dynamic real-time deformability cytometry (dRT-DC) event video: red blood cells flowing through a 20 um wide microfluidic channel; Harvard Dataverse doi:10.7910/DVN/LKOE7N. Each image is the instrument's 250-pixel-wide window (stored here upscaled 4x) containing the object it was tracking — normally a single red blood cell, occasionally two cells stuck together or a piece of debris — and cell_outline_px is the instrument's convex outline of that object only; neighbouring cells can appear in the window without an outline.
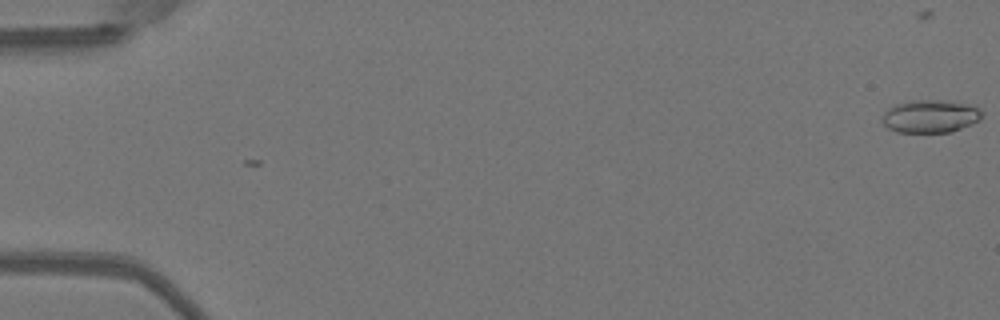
{"species": "Egyptian fruit bat (a non-hibernating species)", "species_latin": "Rousettus aegyptiacus", "temperature_condition": "warm", "stored_images_in_passage": 2, "camera_frame_rate_fps": 3000, "um_per_image_px": 0.085, "animal": {"sex": "female"}, "frame": {"image": 1, "passage_image": 1, "time_ms": 0.0, "image_size_px": [1000, 320], "cell_outline_px": [[984, 112], [980, 120], [972, 124], [952, 132], [896, 132], [888, 128], [880, 120], [884, 112], [888, 108], [896, 104], [912, 100], [940, 100], [968, 104]], "centroid_in_image_um": [79.06, 9.89], "position_along_channel_um": 5.9, "area_um2": 19.19}}